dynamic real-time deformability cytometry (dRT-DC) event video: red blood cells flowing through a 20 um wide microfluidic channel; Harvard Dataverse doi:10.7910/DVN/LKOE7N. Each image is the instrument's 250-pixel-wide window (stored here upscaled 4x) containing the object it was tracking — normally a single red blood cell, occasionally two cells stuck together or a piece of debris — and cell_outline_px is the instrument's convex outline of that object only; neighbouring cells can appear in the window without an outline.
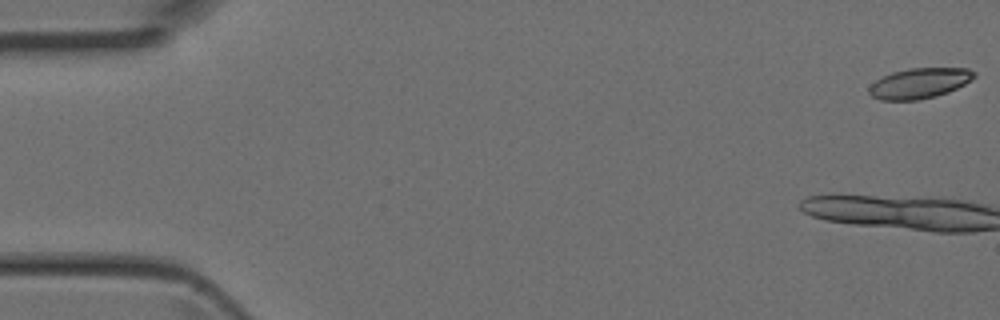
{"species": "Egyptian fruit bat (a non-hibernating species)", "species_latin": "Rousettus aegyptiacus", "temperature_condition": "room temperature", "stored_images_in_passage": 5, "camera_frame_rate_fps": 3000, "um_per_image_px": 0.085, "animal": {"sex": "female"}, "frame": {"image": 1, "passage_image": 1, "time_ms": 0.0, "image_size_px": [1000, 320], "cell_outline_px": [[976, 76], [972, 80], [948, 92], [936, 96], [916, 100], [880, 100], [872, 96], [868, 92], [868, 88], [876, 80], [892, 72], [908, 68], [968, 68], [976, 72]], "centroid_in_image_um": [78.16, 7.07], "position_along_channel_um": 6.8, "area_um2": 18.61}}